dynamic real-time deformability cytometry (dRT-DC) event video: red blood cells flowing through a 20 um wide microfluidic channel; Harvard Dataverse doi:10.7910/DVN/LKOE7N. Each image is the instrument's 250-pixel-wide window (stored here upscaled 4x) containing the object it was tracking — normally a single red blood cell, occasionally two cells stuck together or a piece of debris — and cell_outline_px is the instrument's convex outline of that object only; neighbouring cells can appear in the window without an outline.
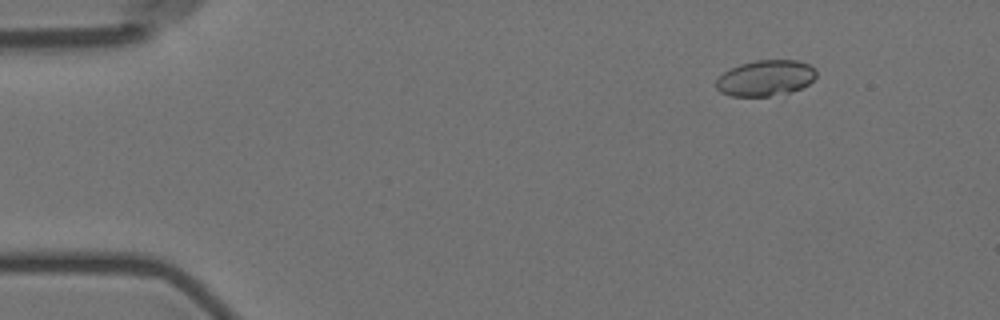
{"species": "Egyptian fruit bat (a non-hibernating species)", "species_latin": "Rousettus aegyptiacus", "temperature_condition": "room temperature", "stored_images_in_passage": 5, "camera_frame_rate_fps": 3000, "um_per_image_px": 0.085, "animal": {"sex": "female"}, "frame": {"image": 1, "passage_image": 1, "time_ms": 0.0, "image_size_px": [1000, 320], "cell_outline_px": [[816, 76], [808, 84], [792, 92], [768, 96], [732, 96], [720, 92], [716, 88], [716, 80], [724, 72], [740, 64], [756, 60], [796, 60], [808, 64], [816, 68]], "centroid_in_image_um": [65.08, 6.63], "position_along_channel_um": 19.9, "area_um2": 20.87}}
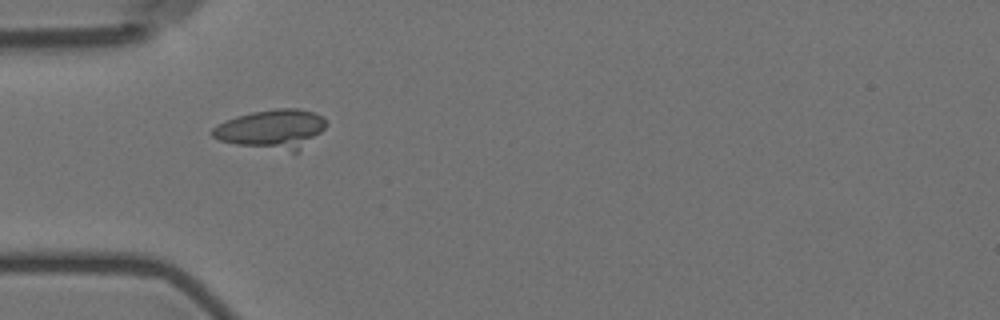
{"frame": {"image": 2, "passage_image": 4, "time_ms": 3.667, "image_size_px": [1000, 320], "cell_outline_px": [[328, 124], [320, 132], [296, 152], [292, 152], [236, 144], [220, 140], [212, 136], [208, 132], [216, 124], [236, 116], [252, 112], [276, 108], [296, 108], [312, 112], [320, 116]], "centroid_in_image_um": [23.05, 10.96], "position_along_channel_um": 62.0, "area_um2": 25.72}}
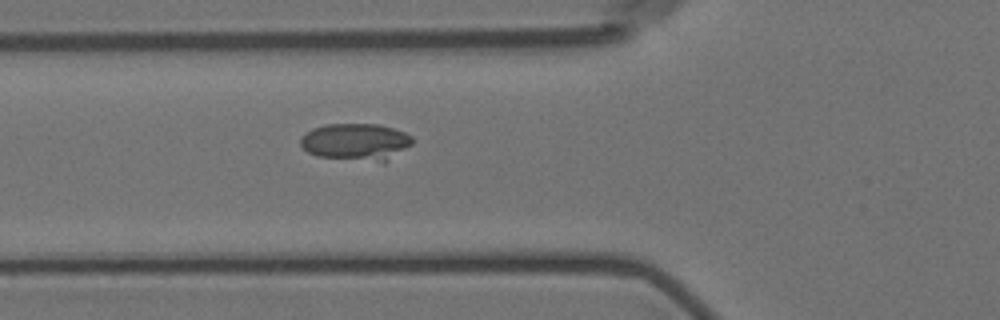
{"frame": {"image": 3, "passage_image": 5, "time_ms": 4.667, "image_size_px": [1000, 320], "cell_outline_px": [[412, 144], [384, 164], [316, 156], [308, 152], [300, 144], [300, 136], [312, 128], [328, 124], [376, 124], [392, 128], [404, 132], [412, 136]], "centroid_in_image_um": [30.25, 12.09], "position_along_channel_um": 95.5, "area_um2": 24.62}}